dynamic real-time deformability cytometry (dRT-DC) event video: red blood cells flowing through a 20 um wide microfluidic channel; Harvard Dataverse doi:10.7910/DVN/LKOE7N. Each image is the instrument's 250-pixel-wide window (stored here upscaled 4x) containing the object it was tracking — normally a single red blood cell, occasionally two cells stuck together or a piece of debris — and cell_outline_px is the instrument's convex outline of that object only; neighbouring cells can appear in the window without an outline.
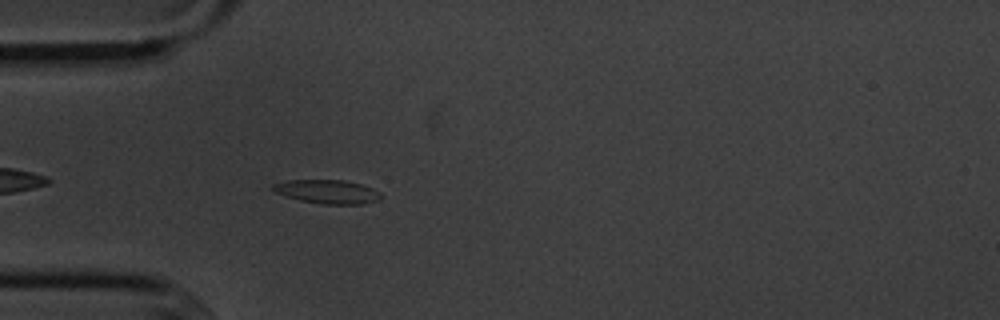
{"species": "common noctule bat (a hibernating species)", "species_latin": "Nyctalus noctula", "temperature_condition": "cold", "stored_images_in_passage": 4, "camera_frame_rate_fps": 3000, "um_per_image_px": 0.085, "animal": {"sex": "male", "body_mass_g": 20.1, "forearm_length_mm": 53.5}, "frame": {"image": 1, "passage_image": 4, "time_ms": 3.667, "image_size_px": [1000, 320], "cell_outline_px": [[380, 200], [364, 204], [324, 204], [300, 200], [276, 192], [272, 188], [272, 184], [288, 180], [344, 180], [360, 184], [372, 188], [380, 192]], "centroid_in_image_um": [27.86, 16.29], "position_along_channel_um": 57.1, "area_um2": 14.8}}